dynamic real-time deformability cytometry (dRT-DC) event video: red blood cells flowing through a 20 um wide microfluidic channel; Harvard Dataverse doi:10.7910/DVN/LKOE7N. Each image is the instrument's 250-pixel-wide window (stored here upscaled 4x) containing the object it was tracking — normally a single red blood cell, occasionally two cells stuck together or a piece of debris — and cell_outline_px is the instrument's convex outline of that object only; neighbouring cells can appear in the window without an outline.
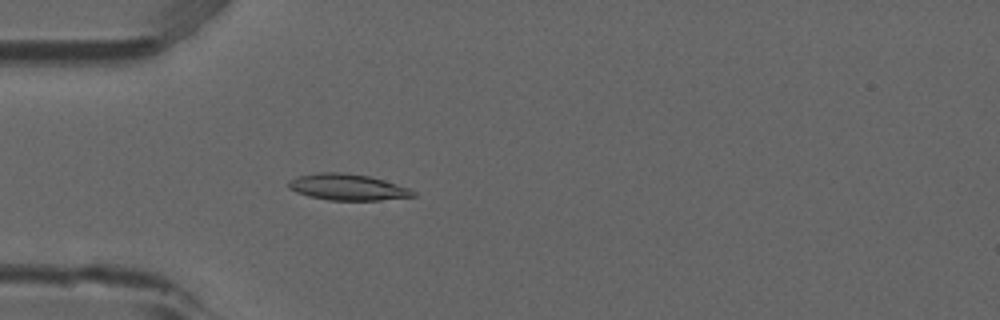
{"species": "common noctule bat (a hibernating species)", "species_latin": "Nyctalus noctula", "temperature_condition": "room temperature", "stored_images_in_passage": 3, "camera_frame_rate_fps": 3000, "um_per_image_px": 0.085, "animal": {"sex": "male", "forearm_length_mm": 52.5}, "frame": {"image": 1, "passage_image": 3, "time_ms": 0.667, "image_size_px": [1000, 320], "cell_outline_px": [[416, 196], [380, 200], [328, 200], [308, 196], [296, 192], [288, 188], [288, 184], [296, 176], [320, 172], [344, 172], [368, 176], [384, 180], [408, 188], [416, 192]], "centroid_in_image_um": [29.53, 15.9], "position_along_channel_um": 55.5, "area_um2": 19.02}}